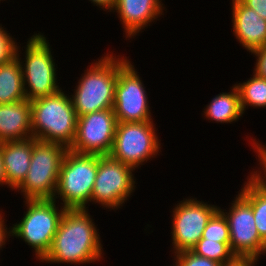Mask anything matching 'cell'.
I'll return each mask as SVG.
<instances>
[{
  "label": "cell",
  "instance_id": "obj_4",
  "mask_svg": "<svg viewBox=\"0 0 266 266\" xmlns=\"http://www.w3.org/2000/svg\"><path fill=\"white\" fill-rule=\"evenodd\" d=\"M47 39L41 32L34 33L28 38L26 47L23 46L24 54L20 45L16 49V57L22 69L25 96L29 101L51 96L62 89L57 83V64ZM20 54H23V59Z\"/></svg>",
  "mask_w": 266,
  "mask_h": 266
},
{
  "label": "cell",
  "instance_id": "obj_2",
  "mask_svg": "<svg viewBox=\"0 0 266 266\" xmlns=\"http://www.w3.org/2000/svg\"><path fill=\"white\" fill-rule=\"evenodd\" d=\"M127 60L126 56L108 52L87 66L70 95L77 116L113 109L118 69Z\"/></svg>",
  "mask_w": 266,
  "mask_h": 266
},
{
  "label": "cell",
  "instance_id": "obj_19",
  "mask_svg": "<svg viewBox=\"0 0 266 266\" xmlns=\"http://www.w3.org/2000/svg\"><path fill=\"white\" fill-rule=\"evenodd\" d=\"M25 98L22 69L15 57L0 65V104H11Z\"/></svg>",
  "mask_w": 266,
  "mask_h": 266
},
{
  "label": "cell",
  "instance_id": "obj_26",
  "mask_svg": "<svg viewBox=\"0 0 266 266\" xmlns=\"http://www.w3.org/2000/svg\"><path fill=\"white\" fill-rule=\"evenodd\" d=\"M180 266H221V263L196 255L192 251H184L173 255Z\"/></svg>",
  "mask_w": 266,
  "mask_h": 266
},
{
  "label": "cell",
  "instance_id": "obj_22",
  "mask_svg": "<svg viewBox=\"0 0 266 266\" xmlns=\"http://www.w3.org/2000/svg\"><path fill=\"white\" fill-rule=\"evenodd\" d=\"M194 254L217 261L221 264L231 261L235 255L230 249V243L207 241L201 238L191 250Z\"/></svg>",
  "mask_w": 266,
  "mask_h": 266
},
{
  "label": "cell",
  "instance_id": "obj_3",
  "mask_svg": "<svg viewBox=\"0 0 266 266\" xmlns=\"http://www.w3.org/2000/svg\"><path fill=\"white\" fill-rule=\"evenodd\" d=\"M30 103L32 136L70 149L76 137L78 119L71 96L61 89Z\"/></svg>",
  "mask_w": 266,
  "mask_h": 266
},
{
  "label": "cell",
  "instance_id": "obj_9",
  "mask_svg": "<svg viewBox=\"0 0 266 266\" xmlns=\"http://www.w3.org/2000/svg\"><path fill=\"white\" fill-rule=\"evenodd\" d=\"M134 169L109 155L100 156L91 203L110 210L121 209L135 191ZM136 182V183H135Z\"/></svg>",
  "mask_w": 266,
  "mask_h": 266
},
{
  "label": "cell",
  "instance_id": "obj_14",
  "mask_svg": "<svg viewBox=\"0 0 266 266\" xmlns=\"http://www.w3.org/2000/svg\"><path fill=\"white\" fill-rule=\"evenodd\" d=\"M162 0H116L112 13L116 12L125 32V39L134 38L144 32L150 23L164 15L167 10ZM128 38V39H127Z\"/></svg>",
  "mask_w": 266,
  "mask_h": 266
},
{
  "label": "cell",
  "instance_id": "obj_28",
  "mask_svg": "<svg viewBox=\"0 0 266 266\" xmlns=\"http://www.w3.org/2000/svg\"><path fill=\"white\" fill-rule=\"evenodd\" d=\"M245 6L256 11L262 19L266 20V0H240Z\"/></svg>",
  "mask_w": 266,
  "mask_h": 266
},
{
  "label": "cell",
  "instance_id": "obj_13",
  "mask_svg": "<svg viewBox=\"0 0 266 266\" xmlns=\"http://www.w3.org/2000/svg\"><path fill=\"white\" fill-rule=\"evenodd\" d=\"M117 123L113 109L78 116L76 137L70 150L81 154L109 155Z\"/></svg>",
  "mask_w": 266,
  "mask_h": 266
},
{
  "label": "cell",
  "instance_id": "obj_29",
  "mask_svg": "<svg viewBox=\"0 0 266 266\" xmlns=\"http://www.w3.org/2000/svg\"><path fill=\"white\" fill-rule=\"evenodd\" d=\"M259 261L254 257L235 256L231 261L221 264V266H255Z\"/></svg>",
  "mask_w": 266,
  "mask_h": 266
},
{
  "label": "cell",
  "instance_id": "obj_21",
  "mask_svg": "<svg viewBox=\"0 0 266 266\" xmlns=\"http://www.w3.org/2000/svg\"><path fill=\"white\" fill-rule=\"evenodd\" d=\"M240 95V103L243 113L250 106L251 108H266V79L259 77L253 72L248 80L236 82ZM247 107V108H246Z\"/></svg>",
  "mask_w": 266,
  "mask_h": 266
},
{
  "label": "cell",
  "instance_id": "obj_12",
  "mask_svg": "<svg viewBox=\"0 0 266 266\" xmlns=\"http://www.w3.org/2000/svg\"><path fill=\"white\" fill-rule=\"evenodd\" d=\"M225 216L230 231V249L235 256L260 259L266 254V243L258 234L251 205L238 193ZM225 211V212H224Z\"/></svg>",
  "mask_w": 266,
  "mask_h": 266
},
{
  "label": "cell",
  "instance_id": "obj_20",
  "mask_svg": "<svg viewBox=\"0 0 266 266\" xmlns=\"http://www.w3.org/2000/svg\"><path fill=\"white\" fill-rule=\"evenodd\" d=\"M239 193L252 207L256 228L260 238L266 243V193L248 176Z\"/></svg>",
  "mask_w": 266,
  "mask_h": 266
},
{
  "label": "cell",
  "instance_id": "obj_5",
  "mask_svg": "<svg viewBox=\"0 0 266 266\" xmlns=\"http://www.w3.org/2000/svg\"><path fill=\"white\" fill-rule=\"evenodd\" d=\"M23 218L11 227V237L21 239L33 248L36 260L49 252L65 208L53 199L24 200ZM60 206V209H59Z\"/></svg>",
  "mask_w": 266,
  "mask_h": 266
},
{
  "label": "cell",
  "instance_id": "obj_7",
  "mask_svg": "<svg viewBox=\"0 0 266 266\" xmlns=\"http://www.w3.org/2000/svg\"><path fill=\"white\" fill-rule=\"evenodd\" d=\"M67 150L58 143L36 139L27 176L15 191H20L25 200L53 199Z\"/></svg>",
  "mask_w": 266,
  "mask_h": 266
},
{
  "label": "cell",
  "instance_id": "obj_33",
  "mask_svg": "<svg viewBox=\"0 0 266 266\" xmlns=\"http://www.w3.org/2000/svg\"><path fill=\"white\" fill-rule=\"evenodd\" d=\"M173 260H174L173 265H171V266H180V264L175 259H173Z\"/></svg>",
  "mask_w": 266,
  "mask_h": 266
},
{
  "label": "cell",
  "instance_id": "obj_24",
  "mask_svg": "<svg viewBox=\"0 0 266 266\" xmlns=\"http://www.w3.org/2000/svg\"><path fill=\"white\" fill-rule=\"evenodd\" d=\"M252 149L256 152V156H258L259 168L258 170L253 169L250 172L249 178L261 189L266 193V144H262L261 142L257 141L256 138L252 139ZM260 169V170H259ZM255 170V171H254Z\"/></svg>",
  "mask_w": 266,
  "mask_h": 266
},
{
  "label": "cell",
  "instance_id": "obj_27",
  "mask_svg": "<svg viewBox=\"0 0 266 266\" xmlns=\"http://www.w3.org/2000/svg\"><path fill=\"white\" fill-rule=\"evenodd\" d=\"M256 57L253 72L259 77L266 79V45L250 52Z\"/></svg>",
  "mask_w": 266,
  "mask_h": 266
},
{
  "label": "cell",
  "instance_id": "obj_16",
  "mask_svg": "<svg viewBox=\"0 0 266 266\" xmlns=\"http://www.w3.org/2000/svg\"><path fill=\"white\" fill-rule=\"evenodd\" d=\"M32 137L30 101L0 104V143Z\"/></svg>",
  "mask_w": 266,
  "mask_h": 266
},
{
  "label": "cell",
  "instance_id": "obj_10",
  "mask_svg": "<svg viewBox=\"0 0 266 266\" xmlns=\"http://www.w3.org/2000/svg\"><path fill=\"white\" fill-rule=\"evenodd\" d=\"M172 209L171 245L172 254L191 251L202 238L203 231L211 217L219 210L216 205L186 197Z\"/></svg>",
  "mask_w": 266,
  "mask_h": 266
},
{
  "label": "cell",
  "instance_id": "obj_6",
  "mask_svg": "<svg viewBox=\"0 0 266 266\" xmlns=\"http://www.w3.org/2000/svg\"><path fill=\"white\" fill-rule=\"evenodd\" d=\"M98 162L99 155L81 154L68 149L61 163L53 200L60 199L65 209H87L91 202Z\"/></svg>",
  "mask_w": 266,
  "mask_h": 266
},
{
  "label": "cell",
  "instance_id": "obj_23",
  "mask_svg": "<svg viewBox=\"0 0 266 266\" xmlns=\"http://www.w3.org/2000/svg\"><path fill=\"white\" fill-rule=\"evenodd\" d=\"M202 238L207 241L230 243V231L225 216L218 210L208 221Z\"/></svg>",
  "mask_w": 266,
  "mask_h": 266
},
{
  "label": "cell",
  "instance_id": "obj_30",
  "mask_svg": "<svg viewBox=\"0 0 266 266\" xmlns=\"http://www.w3.org/2000/svg\"><path fill=\"white\" fill-rule=\"evenodd\" d=\"M0 210V250L3 251L2 248H5L3 246L6 245L7 240L11 237V228H7L8 225H6V219H4V215L1 213Z\"/></svg>",
  "mask_w": 266,
  "mask_h": 266
},
{
  "label": "cell",
  "instance_id": "obj_15",
  "mask_svg": "<svg viewBox=\"0 0 266 266\" xmlns=\"http://www.w3.org/2000/svg\"><path fill=\"white\" fill-rule=\"evenodd\" d=\"M232 30L237 41L249 53L266 45V20L240 0H232Z\"/></svg>",
  "mask_w": 266,
  "mask_h": 266
},
{
  "label": "cell",
  "instance_id": "obj_8",
  "mask_svg": "<svg viewBox=\"0 0 266 266\" xmlns=\"http://www.w3.org/2000/svg\"><path fill=\"white\" fill-rule=\"evenodd\" d=\"M155 126L153 121L118 122L109 156L134 170L155 159L162 152Z\"/></svg>",
  "mask_w": 266,
  "mask_h": 266
},
{
  "label": "cell",
  "instance_id": "obj_31",
  "mask_svg": "<svg viewBox=\"0 0 266 266\" xmlns=\"http://www.w3.org/2000/svg\"><path fill=\"white\" fill-rule=\"evenodd\" d=\"M91 1V3H93V5L97 6L100 8V10H104L106 11L107 13L110 12L115 3H116V0H89Z\"/></svg>",
  "mask_w": 266,
  "mask_h": 266
},
{
  "label": "cell",
  "instance_id": "obj_32",
  "mask_svg": "<svg viewBox=\"0 0 266 266\" xmlns=\"http://www.w3.org/2000/svg\"><path fill=\"white\" fill-rule=\"evenodd\" d=\"M7 186L11 188L6 181V174H5V169H4V164H3V159L1 155V143H0V186Z\"/></svg>",
  "mask_w": 266,
  "mask_h": 266
},
{
  "label": "cell",
  "instance_id": "obj_11",
  "mask_svg": "<svg viewBox=\"0 0 266 266\" xmlns=\"http://www.w3.org/2000/svg\"><path fill=\"white\" fill-rule=\"evenodd\" d=\"M128 59L119 69L113 111L118 122L153 121L143 80Z\"/></svg>",
  "mask_w": 266,
  "mask_h": 266
},
{
  "label": "cell",
  "instance_id": "obj_17",
  "mask_svg": "<svg viewBox=\"0 0 266 266\" xmlns=\"http://www.w3.org/2000/svg\"><path fill=\"white\" fill-rule=\"evenodd\" d=\"M35 140L32 137L26 140L1 143L6 181L11 190H15L27 176Z\"/></svg>",
  "mask_w": 266,
  "mask_h": 266
},
{
  "label": "cell",
  "instance_id": "obj_18",
  "mask_svg": "<svg viewBox=\"0 0 266 266\" xmlns=\"http://www.w3.org/2000/svg\"><path fill=\"white\" fill-rule=\"evenodd\" d=\"M229 92H221L215 95L210 103L202 112L204 119L215 123H235L241 117L243 118V111L240 103V95L237 87L233 84Z\"/></svg>",
  "mask_w": 266,
  "mask_h": 266
},
{
  "label": "cell",
  "instance_id": "obj_25",
  "mask_svg": "<svg viewBox=\"0 0 266 266\" xmlns=\"http://www.w3.org/2000/svg\"><path fill=\"white\" fill-rule=\"evenodd\" d=\"M9 31L0 24V65L11 61L16 57V49L19 45ZM15 39V40H14Z\"/></svg>",
  "mask_w": 266,
  "mask_h": 266
},
{
  "label": "cell",
  "instance_id": "obj_1",
  "mask_svg": "<svg viewBox=\"0 0 266 266\" xmlns=\"http://www.w3.org/2000/svg\"><path fill=\"white\" fill-rule=\"evenodd\" d=\"M99 234L88 209H66L52 246L40 263L85 265L104 260Z\"/></svg>",
  "mask_w": 266,
  "mask_h": 266
}]
</instances>
